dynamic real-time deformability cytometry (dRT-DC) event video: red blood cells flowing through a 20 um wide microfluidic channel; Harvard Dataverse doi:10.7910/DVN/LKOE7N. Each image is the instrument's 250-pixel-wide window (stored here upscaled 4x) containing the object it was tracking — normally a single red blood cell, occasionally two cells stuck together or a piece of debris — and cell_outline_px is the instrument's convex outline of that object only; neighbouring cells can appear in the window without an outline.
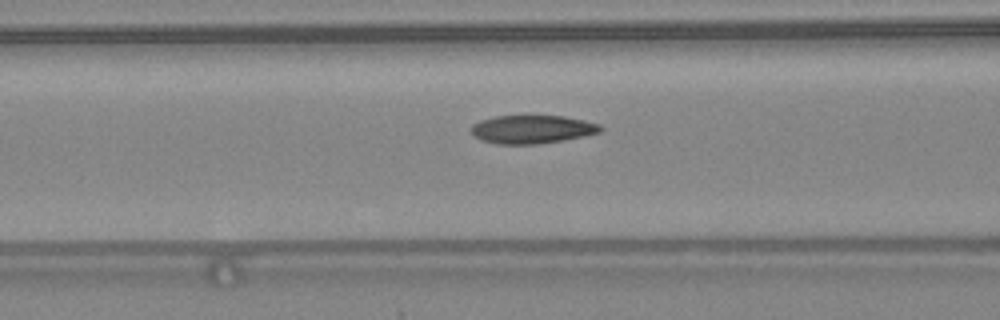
{"species": "common noctule bat (a hibernating species)", "species_latin": "Nyctalus noctula", "temperature_condition": "warm", "stored_images_in_passage": 33, "camera_frame_rate_fps": 3000, "um_per_image_px": 0.085, "animal": {"sex": "female", "body_mass_g": 24.6, "forearm_length_mm": 56.2}, "frame": {"image": 1, "passage_image": 15, "time_ms": 4.667, "image_size_px": [1000, 320], "cell_outline_px": [[604, 128], [600, 132], [584, 136], [564, 140], [536, 144], [496, 144], [480, 140], [472, 136], [472, 124], [480, 120], [496, 116], [564, 116], [584, 120], [600, 124]], "centroid_in_image_um": [45.22, 10.99], "position_along_channel_um": 121.4, "area_um2": 21.44}}